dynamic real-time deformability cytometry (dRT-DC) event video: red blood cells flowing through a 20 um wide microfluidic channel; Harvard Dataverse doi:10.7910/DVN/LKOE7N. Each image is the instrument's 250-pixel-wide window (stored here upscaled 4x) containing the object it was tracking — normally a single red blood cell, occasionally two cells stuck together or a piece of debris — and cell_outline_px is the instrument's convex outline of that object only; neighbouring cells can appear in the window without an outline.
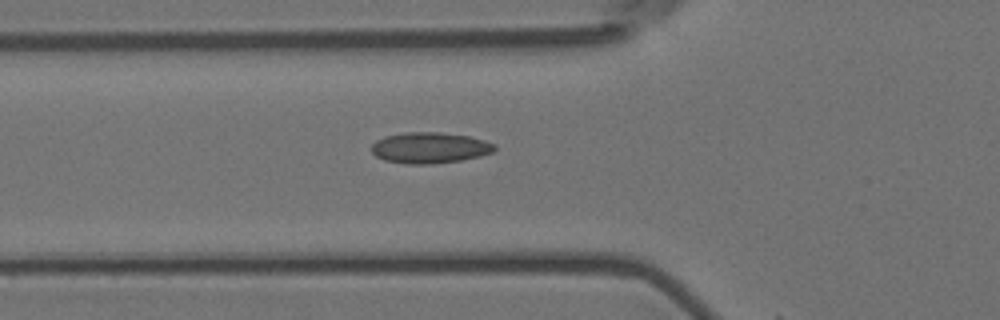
{"species": "Egyptian fruit bat (a non-hibernating species)", "species_latin": "Rousettus aegyptiacus", "temperature_condition": "room temperature", "stored_images_in_passage": 12, "camera_frame_rate_fps": 3000, "um_per_image_px": 0.085, "animal": {"sex": "female"}, "frame": {"image": 1, "passage_image": 11, "time_ms": 3.333, "image_size_px": [1000, 320], "cell_outline_px": [[496, 148], [492, 152], [480, 156], [460, 160], [432, 164], [408, 164], [384, 160], [376, 156], [372, 152], [372, 144], [376, 140], [384, 136], [408, 132], [436, 132], [468, 136], [484, 140], [496, 144]], "centroid_in_image_um": [36.52, 12.56], "position_along_channel_um": 89.3, "area_um2": 22.14}}